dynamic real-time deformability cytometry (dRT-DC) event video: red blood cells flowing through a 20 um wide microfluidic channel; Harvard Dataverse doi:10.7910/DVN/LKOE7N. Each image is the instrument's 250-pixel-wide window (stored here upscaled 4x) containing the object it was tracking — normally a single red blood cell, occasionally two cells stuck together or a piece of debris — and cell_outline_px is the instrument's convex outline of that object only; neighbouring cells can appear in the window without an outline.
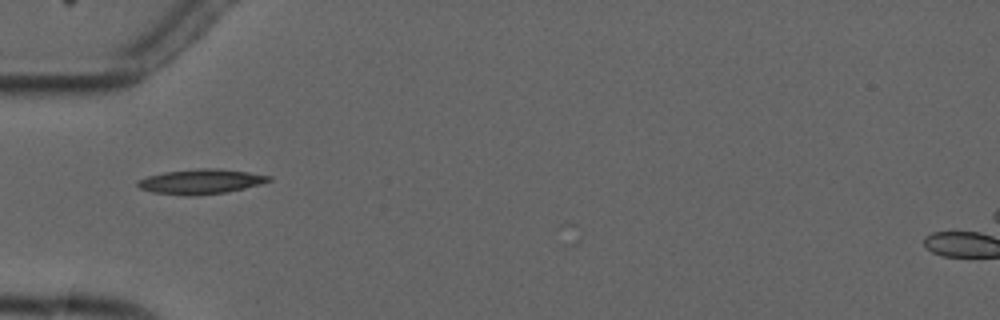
{"species": "common noctule bat (a hibernating species)", "species_latin": "Nyctalus noctula", "temperature_condition": "cold", "stored_images_in_passage": 5, "camera_frame_rate_fps": 3000, "um_per_image_px": 0.085, "animal": {"sex": "male", "forearm_length_mm": 52.5}, "frame": {"image": 1, "passage_image": 5, "time_ms": 4.667, "image_size_px": [1000, 320], "cell_outline_px": [[272, 180], [260, 184], [228, 192], [192, 196], [184, 196], [152, 192], [140, 188], [136, 184], [136, 180], [148, 176], [164, 172], [196, 168], [220, 168], [248, 172], [272, 176]], "centroid_in_image_um": [17.06, 15.43], "position_along_channel_um": 67.9, "area_um2": 19.19}}